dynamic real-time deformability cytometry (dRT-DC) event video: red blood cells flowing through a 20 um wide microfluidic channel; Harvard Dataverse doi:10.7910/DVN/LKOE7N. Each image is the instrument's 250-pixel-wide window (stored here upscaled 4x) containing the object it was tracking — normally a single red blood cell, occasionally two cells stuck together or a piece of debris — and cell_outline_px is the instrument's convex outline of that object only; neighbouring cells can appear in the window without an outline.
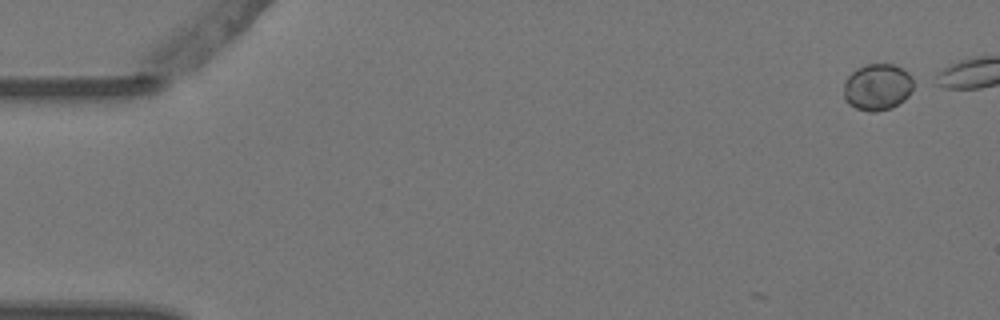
{"species": "Egyptian fruit bat (a non-hibernating species)", "species_latin": "Rousettus aegyptiacus", "temperature_condition": "warm", "stored_images_in_passage": 6, "camera_frame_rate_fps": 3000, "um_per_image_px": 0.085, "animal": {"sex": "female"}, "frame": {"image": 1, "passage_image": 1, "time_ms": 0.0, "image_size_px": [1000, 320], "cell_outline_px": [[920, 84], [904, 100], [892, 108], [876, 112], [868, 112], [856, 108], [848, 104], [844, 100], [844, 80], [856, 68], [868, 64], [892, 64], [908, 72]], "centroid_in_image_um": [74.64, 7.41], "position_along_channel_um": 10.4, "area_um2": 19.59}}
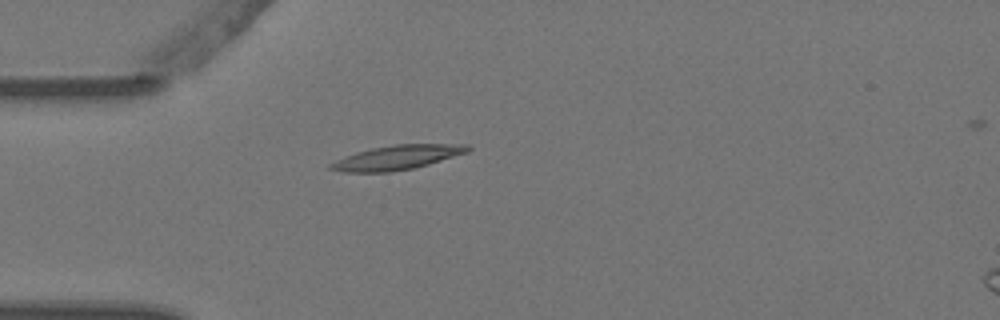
{"frame": {"image": 2, "passage_image": 6, "time_ms": 1.667, "image_size_px": [1000, 320], "cell_outline_px": [[472, 148], [468, 152], [428, 164], [412, 168], [392, 172], [344, 172], [328, 168], [328, 164], [336, 160], [356, 152], [372, 148], [396, 144], [468, 144]], "centroid_in_image_um": [33.75, 13.38], "position_along_channel_um": 51.2, "area_um2": 19.36}}